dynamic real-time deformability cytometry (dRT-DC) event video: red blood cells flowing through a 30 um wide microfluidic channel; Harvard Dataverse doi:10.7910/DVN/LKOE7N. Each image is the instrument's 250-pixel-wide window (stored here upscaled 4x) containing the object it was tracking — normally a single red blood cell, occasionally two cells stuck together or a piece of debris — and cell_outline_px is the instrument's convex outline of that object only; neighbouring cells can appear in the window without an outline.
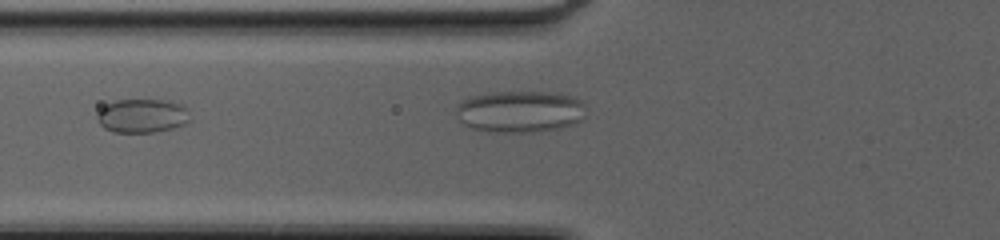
{"species": "common noctule bat (a hibernating species)", "species_latin": "Nyctalus noctula", "temperature_condition": "cold", "stored_images_in_passage": 34, "camera_frame_rate_fps": 3000, "um_per_image_px": 0.085, "animal": {"sex": "female", "body_mass_g": 20.0, "forearm_length_mm": 54.0}, "frame": {"image": 1, "passage_image": 15, "time_ms": 4.667, "image_size_px": [1000, 240], "cell_outline_px": [[188, 120], [184, 124], [172, 128], [152, 132], [112, 132], [104, 128], [100, 124], [96, 116], [100, 108], [116, 100], [164, 100], [184, 104]], "centroid_in_image_um": [12.04, 9.84], "position_along_channel_um": 113.8, "area_um2": 18.09}}